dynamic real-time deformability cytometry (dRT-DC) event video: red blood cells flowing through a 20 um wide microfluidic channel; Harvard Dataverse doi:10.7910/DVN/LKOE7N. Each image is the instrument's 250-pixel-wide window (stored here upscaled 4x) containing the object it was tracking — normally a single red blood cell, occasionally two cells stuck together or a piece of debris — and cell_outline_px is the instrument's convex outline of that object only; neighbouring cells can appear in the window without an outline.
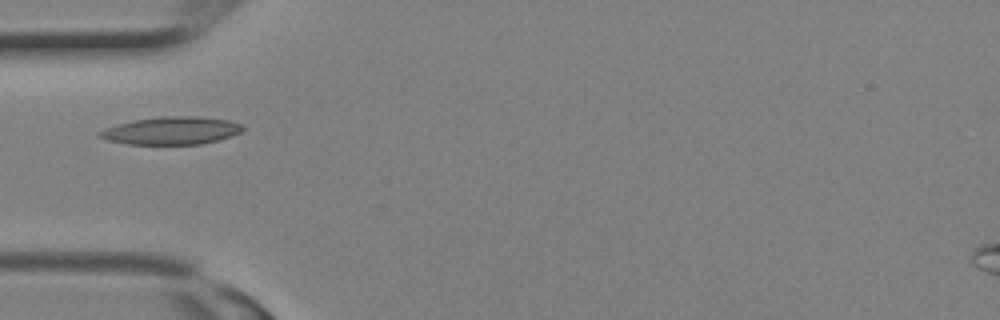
{"species": "Egyptian fruit bat (a non-hibernating species)", "species_latin": "Rousettus aegyptiacus", "temperature_condition": "room temperature", "stored_images_in_passage": 3, "camera_frame_rate_fps": 3000, "um_per_image_px": 0.085, "animal": {"sex": "female"}, "frame": {"image": 1, "passage_image": 3, "time_ms": 0.667, "image_size_px": [1000, 320], "cell_outline_px": [[244, 128], [240, 132], [232, 136], [200, 144], [128, 144], [108, 140], [100, 136], [100, 132], [108, 128], [120, 124], [136, 120], [164, 116], [196, 116], [228, 120], [240, 124]], "centroid_in_image_um": [14.63, 11.1], "position_along_channel_um": 70.4, "area_um2": 22.54}}